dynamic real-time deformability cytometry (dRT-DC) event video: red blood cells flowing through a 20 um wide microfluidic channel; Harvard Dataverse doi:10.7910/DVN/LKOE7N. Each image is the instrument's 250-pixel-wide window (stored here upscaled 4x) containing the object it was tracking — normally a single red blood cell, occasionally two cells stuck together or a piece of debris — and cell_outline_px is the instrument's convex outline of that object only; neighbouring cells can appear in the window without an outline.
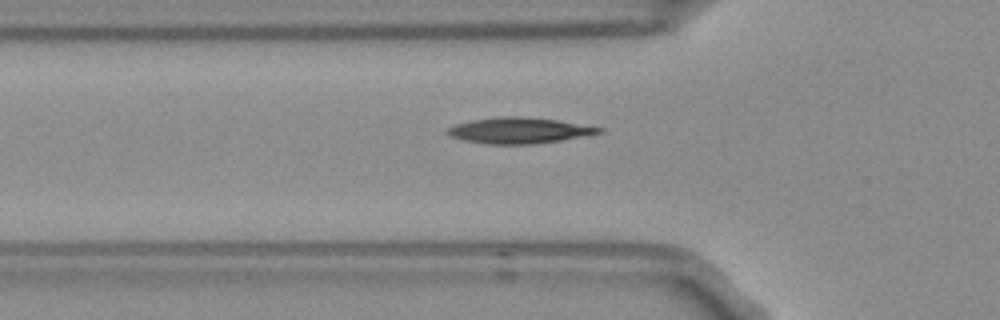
{"species": "Egyptian fruit bat (a non-hibernating species)", "species_latin": "Rousettus aegyptiacus", "temperature_condition": "room temperature", "stored_images_in_passage": 5, "camera_frame_rate_fps": 3000, "um_per_image_px": 0.085, "frame": {"image": 1, "passage_image": 5, "time_ms": 1.333, "image_size_px": [1000, 320], "cell_outline_px": [[604, 132], [560, 140], [536, 144], [488, 144], [464, 140], [452, 136], [444, 132], [448, 128], [456, 124], [472, 120], [496, 116], [520, 116], [560, 120], [604, 128]], "centroid_in_image_um": [44.14, 11.08], "position_along_channel_um": 81.7, "area_um2": 22.89}}